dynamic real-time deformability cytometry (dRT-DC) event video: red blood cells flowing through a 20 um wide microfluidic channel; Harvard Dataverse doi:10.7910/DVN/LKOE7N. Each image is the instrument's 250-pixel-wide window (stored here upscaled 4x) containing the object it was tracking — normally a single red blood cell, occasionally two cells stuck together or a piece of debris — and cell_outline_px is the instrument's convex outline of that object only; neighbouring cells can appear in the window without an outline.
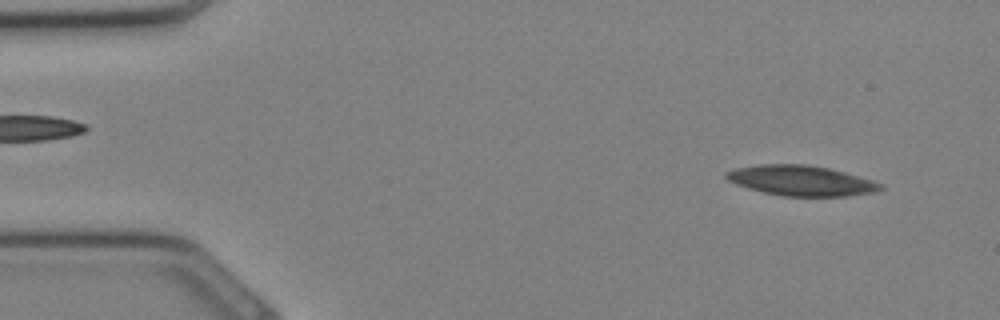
{"species": "Egyptian fruit bat (a non-hibernating species)", "species_latin": "Rousettus aegyptiacus", "temperature_condition": "cold", "stored_images_in_passage": 31, "camera_frame_rate_fps": 3000, "um_per_image_px": 0.085, "animal": {"sex": "female"}, "frame": {"image": 1, "passage_image": 2, "time_ms": 0.333, "image_size_px": [1000, 320], "cell_outline_px": [[884, 188], [876, 192], [848, 196], [784, 196], [764, 192], [748, 188], [736, 184], [728, 180], [724, 176], [724, 172], [736, 168], [760, 164], [808, 164], [828, 168], [844, 172], [872, 180], [880, 184]], "centroid_in_image_um": [68.08, 15.35], "position_along_channel_um": 16.9, "area_um2": 27.11}}
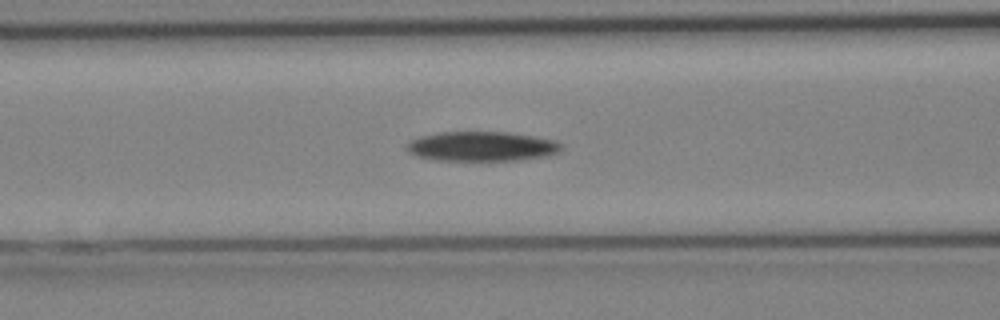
{"frame": {"image": 2, "passage_image": 12, "time_ms": 3.667, "image_size_px": [1000, 320], "cell_outline_px": [[564, 148], [560, 152], [548, 156], [520, 160], [436, 160], [416, 156], [408, 152], [408, 144], [412, 140], [420, 136], [440, 132], [508, 132], [536, 136], [556, 140], [564, 144]], "centroid_in_image_um": [41.05, 12.44], "position_along_channel_um": 125.6, "area_um2": 26.93}}
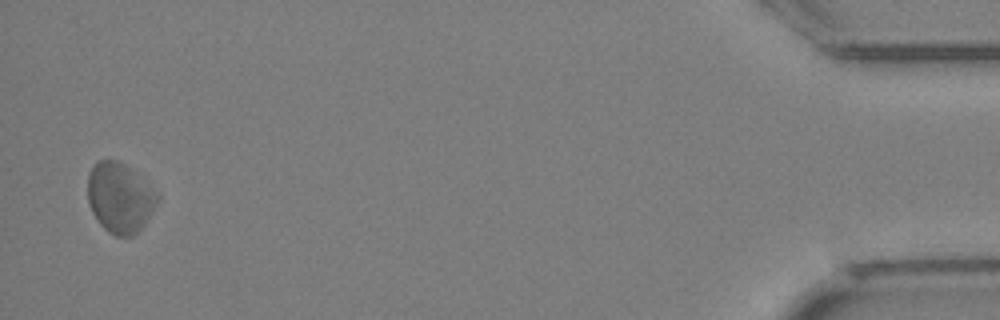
{"frame": {"image": 3, "passage_image": 31, "time_ms": 10.0, "image_size_px": [1000, 320], "cell_outline_px": [[160, 200], [144, 224], [132, 236], [116, 236], [108, 232], [100, 224], [92, 212], [88, 204], [88, 172], [100, 160], [116, 160], [124, 164], [144, 176], [160, 192]], "centroid_in_image_um": [10.24, 16.78], "position_along_channel_um": 425.0, "area_um2": 28.96}}